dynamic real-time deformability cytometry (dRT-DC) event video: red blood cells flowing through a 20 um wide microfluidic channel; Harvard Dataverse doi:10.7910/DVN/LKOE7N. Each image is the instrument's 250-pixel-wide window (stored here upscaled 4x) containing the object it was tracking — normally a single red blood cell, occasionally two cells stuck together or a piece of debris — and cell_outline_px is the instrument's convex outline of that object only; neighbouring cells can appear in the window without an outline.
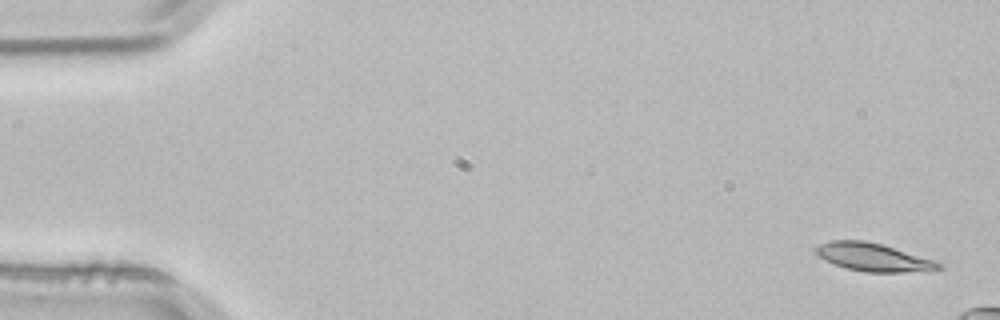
{"species": "common noctule bat (a hibernating species)", "species_latin": "Nyctalus noctula", "temperature_condition": "room temperature", "stored_images_in_passage": 5, "camera_frame_rate_fps": 3000, "um_per_image_px": 0.085, "animal": {"sex": "male", "body_mass_g": 21.5, "forearm_length_mm": 52.0}, "frame": {"image": 1, "passage_image": 1, "time_ms": 0.0, "image_size_px": [1000, 320], "cell_outline_px": [[944, 268], [904, 272], [864, 272], [844, 268], [824, 260], [816, 256], [816, 248], [820, 244], [832, 240], [864, 240], [880, 244], [936, 260], [944, 264]], "centroid_in_image_um": [74.22, 21.87], "position_along_channel_um": 10.8, "area_um2": 20.06}}
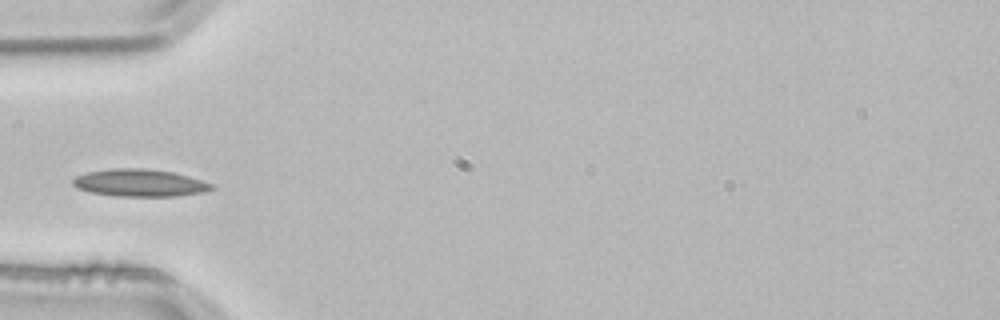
{"frame": {"image": 2, "passage_image": 5, "time_ms": 1.333, "image_size_px": [1000, 320], "cell_outline_px": [[216, 188], [204, 192], [176, 196], [116, 196], [88, 192], [76, 188], [72, 184], [72, 180], [76, 176], [88, 172], [108, 168], [144, 168], [172, 172], [188, 176], [212, 184]], "centroid_in_image_um": [11.84, 15.54], "position_along_channel_um": 73.2, "area_um2": 22.2}}